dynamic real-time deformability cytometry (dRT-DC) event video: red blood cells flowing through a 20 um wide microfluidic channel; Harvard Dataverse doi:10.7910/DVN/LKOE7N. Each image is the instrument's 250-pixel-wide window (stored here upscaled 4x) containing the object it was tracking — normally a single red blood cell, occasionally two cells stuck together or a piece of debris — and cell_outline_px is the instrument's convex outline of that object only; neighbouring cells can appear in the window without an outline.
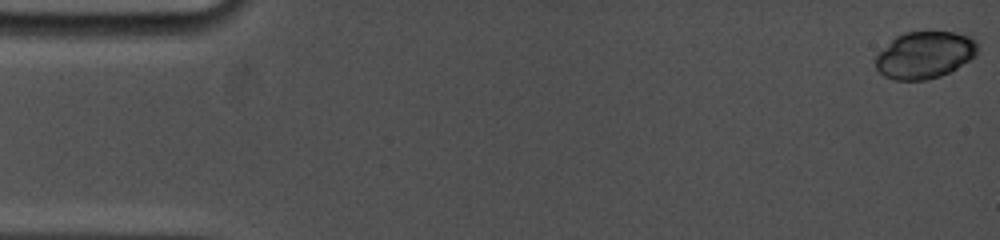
{"species": "common noctule bat (a hibernating species)", "species_latin": "Nyctalus noctula", "temperature_condition": "cold", "stored_images_in_passage": 38, "camera_frame_rate_fps": 5000, "um_per_image_px": 0.085, "animal": {"sex": "female", "body_mass_g": 19.0, "forearm_length_mm": 53.3}, "frame": {"image": 1, "passage_image": 1, "time_ms": 0.0, "image_size_px": [1000, 240], "cell_outline_px": [[976, 56], [956, 68], [940, 76], [924, 80], [896, 80], [884, 76], [876, 68], [876, 56], [896, 36], [904, 32], [952, 32], [972, 36], [976, 40]], "centroid_in_image_um": [78.61, 4.67], "position_along_channel_um": 6.4, "area_um2": 27.69}}